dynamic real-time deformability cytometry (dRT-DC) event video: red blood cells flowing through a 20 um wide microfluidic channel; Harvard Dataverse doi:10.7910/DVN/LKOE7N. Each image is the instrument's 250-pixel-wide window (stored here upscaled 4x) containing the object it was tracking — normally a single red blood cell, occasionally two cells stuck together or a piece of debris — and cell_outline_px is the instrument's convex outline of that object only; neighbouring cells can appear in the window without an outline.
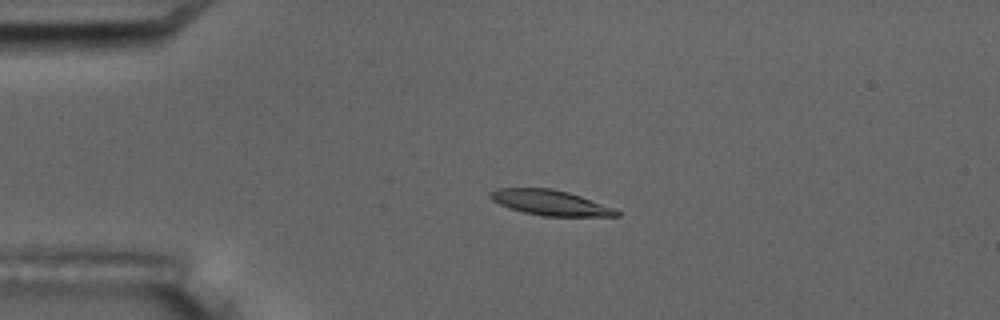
{"species": "common noctule bat (a hibernating species)", "species_latin": "Nyctalus noctula", "temperature_condition": "room temperature", "stored_images_in_passage": 4, "camera_frame_rate_fps": 3000, "um_per_image_px": 0.085, "animal": {"sex": "male", "body_mass_g": 17.5, "forearm_length_mm": 52.3}, "frame": {"image": 1, "passage_image": 3, "time_ms": 2.333, "image_size_px": [1000, 320], "cell_outline_px": [[620, 216], [544, 216], [524, 212], [500, 204], [492, 200], [488, 196], [496, 188], [552, 188], [568, 192], [616, 208], [620, 212]], "centroid_in_image_um": [46.81, 17.22], "position_along_channel_um": 38.2, "area_um2": 18.44}}